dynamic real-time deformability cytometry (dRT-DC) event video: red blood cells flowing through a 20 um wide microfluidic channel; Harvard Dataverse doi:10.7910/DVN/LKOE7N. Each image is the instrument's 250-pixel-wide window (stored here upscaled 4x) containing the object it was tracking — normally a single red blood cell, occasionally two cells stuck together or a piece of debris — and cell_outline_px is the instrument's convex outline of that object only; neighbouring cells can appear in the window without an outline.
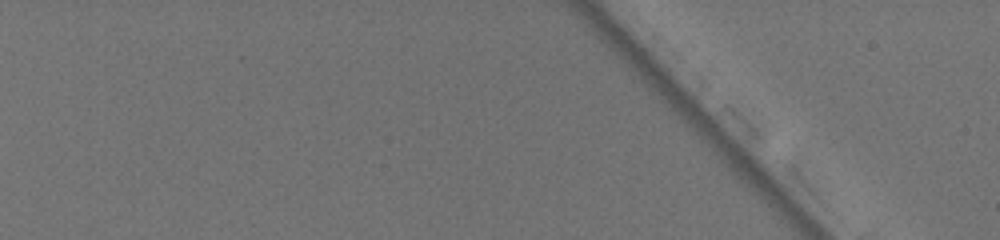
{"species": "common noctule bat (a hibernating species)", "species_latin": "Nyctalus noctula", "temperature_condition": "warm", "stored_images_in_passage": 3, "camera_frame_rate_fps": 3000, "um_per_image_px": 0.085, "animal": {"sex": "female", "body_mass_g": 19.5, "forearm_length_mm": 54.1}, "frame": {"image": 1, "passage_image": 2, "time_ms": 0.333, "image_size_px": [1000, 240], "cell_outline_px": [[940, 80], [924, 136], [916, 136], [892, 112], [892, 108], [912, 92], [936, 76]], "centroid_in_image_um": [78.01, 9.12], "position_along_channel_um": 7.0, "area_um2": 10.58}}